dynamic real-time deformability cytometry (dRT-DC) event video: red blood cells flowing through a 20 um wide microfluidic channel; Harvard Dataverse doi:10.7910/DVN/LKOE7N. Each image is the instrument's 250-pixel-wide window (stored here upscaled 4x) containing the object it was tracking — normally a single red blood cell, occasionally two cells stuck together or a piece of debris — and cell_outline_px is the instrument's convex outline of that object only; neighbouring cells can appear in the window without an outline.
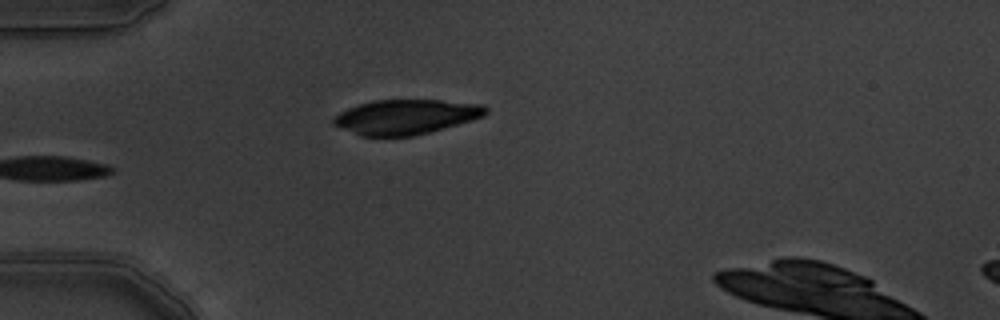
{"species": "common noctule bat (a hibernating species)", "species_latin": "Nyctalus noctula", "temperature_condition": "warm", "stored_images_in_passage": 6, "camera_frame_rate_fps": 3000, "um_per_image_px": 0.085, "animal": {"sex": "male", "body_mass_g": 19.5, "forearm_length_mm": 54.6}, "frame": {"image": 1, "passage_image": 6, "time_ms": 1.667, "image_size_px": [1000, 320], "cell_outline_px": [[488, 112], [484, 116], [472, 120], [428, 132], [412, 136], [360, 136], [332, 124], [332, 120], [340, 112], [348, 108], [372, 100], [440, 100], [484, 104], [488, 108]], "centroid_in_image_um": [34.51, 9.92], "position_along_channel_um": 50.5, "area_um2": 30.75}}